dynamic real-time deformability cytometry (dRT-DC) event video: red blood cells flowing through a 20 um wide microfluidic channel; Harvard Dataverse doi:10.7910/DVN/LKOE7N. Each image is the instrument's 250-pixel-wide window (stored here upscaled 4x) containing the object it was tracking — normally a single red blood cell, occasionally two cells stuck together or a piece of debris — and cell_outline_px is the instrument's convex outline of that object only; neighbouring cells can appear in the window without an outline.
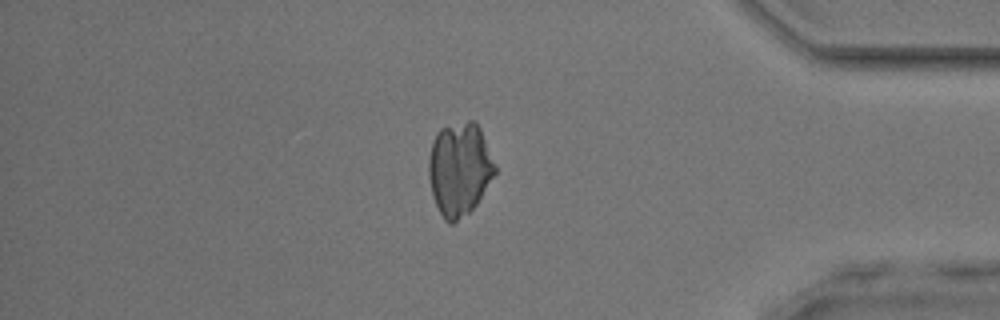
{"species": "common noctule bat (a hibernating species)", "species_latin": "Nyctalus noctula", "temperature_condition": "room temperature", "stored_images_in_passage": 37, "camera_frame_rate_fps": 3000, "um_per_image_px": 0.085, "animal": {"sex": "male", "body_mass_g": 17.9, "forearm_length_mm": 54.2}, "frame": {"image": 1, "passage_image": 30, "time_ms": 9.667, "image_size_px": [1000, 320], "cell_outline_px": [[496, 172], [476, 204], [468, 212], [452, 224], [448, 224], [444, 220], [432, 196], [428, 176], [428, 160], [432, 140], [436, 132], [440, 128], [468, 120], [472, 120], [480, 128], [496, 164]], "centroid_in_image_um": [39.03, 14.35], "position_along_channel_um": 396.2, "area_um2": 36.07}}
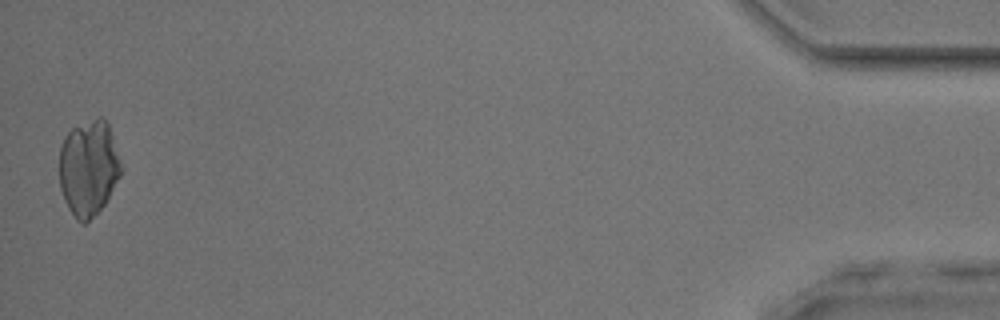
{"frame": {"image": 2, "passage_image": 37, "time_ms": 12.0, "image_size_px": [1000, 320], "cell_outline_px": [[120, 176], [104, 204], [84, 224], [76, 220], [68, 208], [64, 200], [60, 188], [60, 148], [64, 136], [72, 128], [100, 116], [108, 124], [112, 136], [120, 164]], "centroid_in_image_um": [7.49, 14.28], "position_along_channel_um": 427.7, "area_um2": 33.81}}